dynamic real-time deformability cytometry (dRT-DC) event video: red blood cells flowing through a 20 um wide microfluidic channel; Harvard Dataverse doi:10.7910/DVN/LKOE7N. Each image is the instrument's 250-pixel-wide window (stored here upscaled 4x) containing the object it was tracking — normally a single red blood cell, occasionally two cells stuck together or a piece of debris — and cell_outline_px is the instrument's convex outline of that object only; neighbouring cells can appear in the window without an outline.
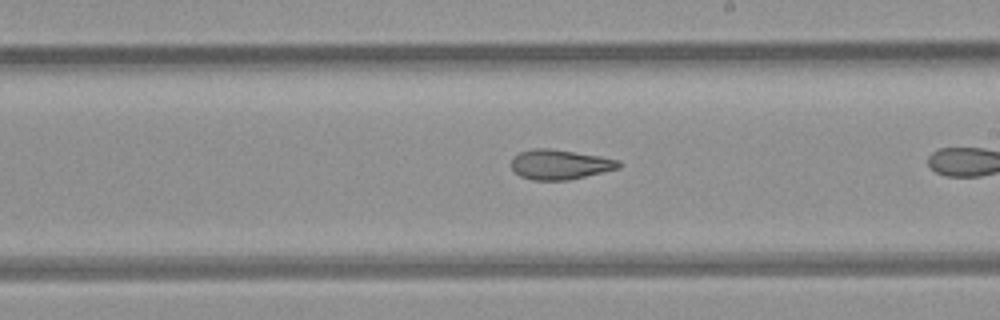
{"species": "common noctule bat (a hibernating species)", "species_latin": "Nyctalus noctula", "temperature_condition": "room temperature", "stored_images_in_passage": 13, "camera_frame_rate_fps": 3000, "um_per_image_px": 0.085, "animal": {"sex": "female", "body_mass_g": 21.9}, "frame": {"image": 1, "passage_image": 8, "time_ms": 2.333, "image_size_px": [1000, 320], "cell_outline_px": [[624, 164], [620, 168], [568, 180], [532, 180], [520, 176], [512, 168], [512, 156], [520, 152], [532, 148], [548, 148], [600, 156], [620, 160]], "centroid_in_image_um": [47.61, 13.98], "position_along_channel_um": 241.4, "area_um2": 18.73}}